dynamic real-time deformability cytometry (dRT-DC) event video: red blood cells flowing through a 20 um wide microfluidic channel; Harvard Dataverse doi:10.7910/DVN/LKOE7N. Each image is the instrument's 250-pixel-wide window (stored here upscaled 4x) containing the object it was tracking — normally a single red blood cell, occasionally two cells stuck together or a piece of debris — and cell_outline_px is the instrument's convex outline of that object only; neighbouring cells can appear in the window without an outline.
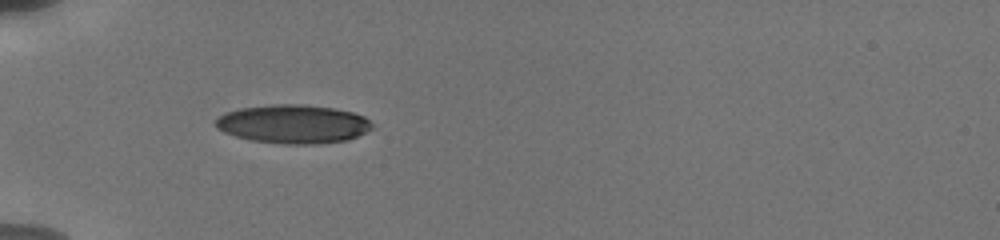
{"species": "human", "species_latin": "Homo sapiens", "temperature_condition": "cold", "stored_images_in_passage": 50, "camera_frame_rate_fps": 3000, "um_per_image_px": 0.085, "donor": {"sex": "male"}, "frame": {"image": 1, "passage_image": 1, "time_ms": 0.0, "image_size_px": [1000, 240], "cell_outline_px": [[372, 128], [348, 140], [316, 144], [284, 144], [252, 140], [236, 136], [224, 132], [216, 128], [216, 116], [224, 112], [240, 108], [272, 104], [304, 104], [336, 108], [352, 112], [364, 116], [372, 124]], "centroid_in_image_um": [24.89, 10.53], "position_along_channel_um": 60.1, "area_um2": 35.37}}
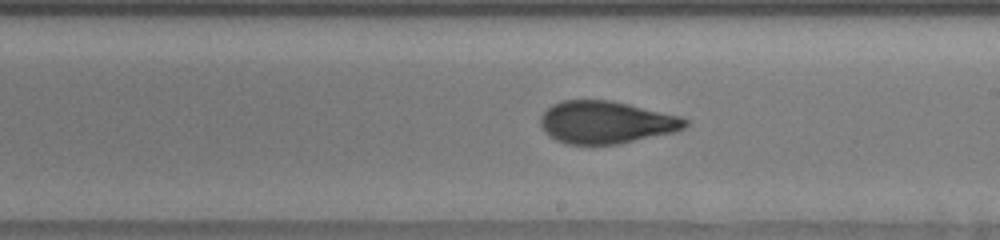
{"frame": {"image": 2, "passage_image": 26, "time_ms": 5.0, "image_size_px": [1000, 240], "cell_outline_px": [[688, 124], [684, 128], [676, 132], [620, 144], [568, 144], [556, 140], [540, 124], [540, 116], [552, 104], [564, 100], [612, 100], [680, 116], [688, 120]], "centroid_in_image_um": [51.56, 10.39], "position_along_channel_um": 237.4, "area_um2": 35.72}}
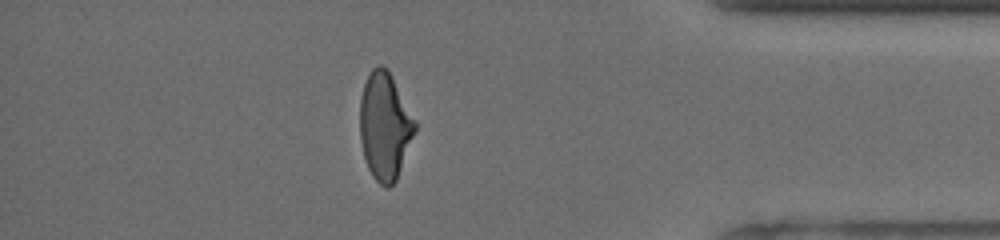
{"frame": {"image": 3, "passage_image": 43, "time_ms": 10.0, "image_size_px": [1000, 240], "cell_outline_px": [[416, 128], [396, 180], [388, 188], [380, 184], [372, 176], [368, 168], [364, 156], [360, 140], [360, 100], [364, 84], [372, 68], [376, 64], [380, 64], [388, 68], [416, 120]], "centroid_in_image_um": [32.7, 10.68], "position_along_channel_um": 402.5, "area_um2": 34.33}, "authors_computed_cell_mechanics": {"area_um2": 35.9516, "velocity_mm_per_s": 3.8022, "shape_relaxation_time_tau1_ms": 4.2922, "shape_relaxation_time_tau2_ms": 1.2819, "deformation_change_tau1": 0.1604, "deformation_change_tau2": 0.0738}}